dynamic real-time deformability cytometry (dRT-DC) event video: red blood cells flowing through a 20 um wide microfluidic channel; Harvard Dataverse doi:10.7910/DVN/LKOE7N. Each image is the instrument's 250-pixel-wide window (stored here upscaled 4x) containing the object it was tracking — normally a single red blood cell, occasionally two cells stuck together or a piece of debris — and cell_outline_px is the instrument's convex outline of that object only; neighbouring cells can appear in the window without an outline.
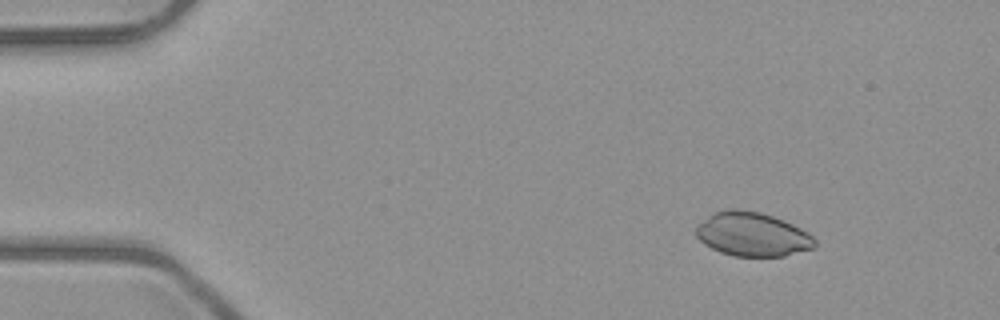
{"species": "common noctule bat (a hibernating species)", "species_latin": "Nyctalus noctula", "temperature_condition": "room temperature", "stored_images_in_passage": 5, "camera_frame_rate_fps": 3000, "um_per_image_px": 0.085, "animal": {"sex": "male", "body_mass_g": 23.1, "forearm_length_mm": 52.7}, "frame": {"image": 1, "passage_image": 1, "time_ms": 0.0, "image_size_px": [1000, 320], "cell_outline_px": [[816, 244], [812, 248], [784, 256], [732, 256], [720, 252], [704, 244], [696, 236], [696, 228], [712, 212], [732, 208], [736, 208], [760, 212], [784, 220], [808, 232], [816, 240]], "centroid_in_image_um": [63.94, 19.91], "position_along_channel_um": 21.1, "area_um2": 30.35}}